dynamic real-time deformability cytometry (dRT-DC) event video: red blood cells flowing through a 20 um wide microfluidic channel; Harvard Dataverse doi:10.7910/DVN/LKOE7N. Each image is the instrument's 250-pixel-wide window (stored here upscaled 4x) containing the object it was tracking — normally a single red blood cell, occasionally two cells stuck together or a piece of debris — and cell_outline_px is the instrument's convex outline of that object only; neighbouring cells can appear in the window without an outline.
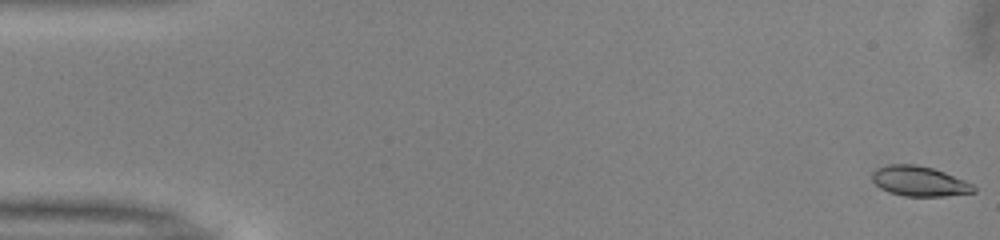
{"species": "common noctule bat (a hibernating species)", "species_latin": "Nyctalus noctula", "temperature_condition": "warm", "stored_images_in_passage": 15, "camera_frame_rate_fps": 3000, "um_per_image_px": 0.085, "animal": {"sex": "male", "body_mass_g": 13.0, "forearm_length_mm": 53.1}, "frame": {"image": 1, "passage_image": 1, "time_ms": 0.0, "image_size_px": [1000, 240], "cell_outline_px": [[976, 192], [944, 196], [904, 196], [888, 192], [880, 188], [872, 180], [872, 172], [876, 168], [888, 164], [916, 164], [932, 168], [944, 172], [964, 180], [972, 184], [976, 188]], "centroid_in_image_um": [78.12, 15.4], "position_along_channel_um": 6.9, "area_um2": 17.8}}
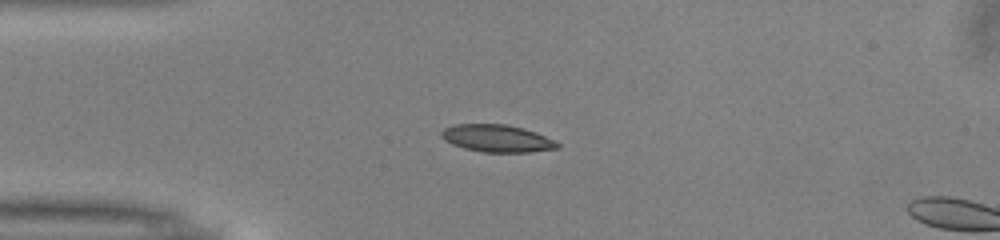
{"frame": {"image": 2, "passage_image": 13, "time_ms": 4.0, "image_size_px": [1000, 240], "cell_outline_px": [[560, 148], [532, 152], [484, 152], [464, 148], [452, 144], [444, 140], [440, 136], [440, 132], [444, 128], [456, 124], [504, 124], [524, 128], [536, 132], [560, 144]], "centroid_in_image_um": [42.23, 11.76], "position_along_channel_um": 42.8, "area_um2": 18.5}}